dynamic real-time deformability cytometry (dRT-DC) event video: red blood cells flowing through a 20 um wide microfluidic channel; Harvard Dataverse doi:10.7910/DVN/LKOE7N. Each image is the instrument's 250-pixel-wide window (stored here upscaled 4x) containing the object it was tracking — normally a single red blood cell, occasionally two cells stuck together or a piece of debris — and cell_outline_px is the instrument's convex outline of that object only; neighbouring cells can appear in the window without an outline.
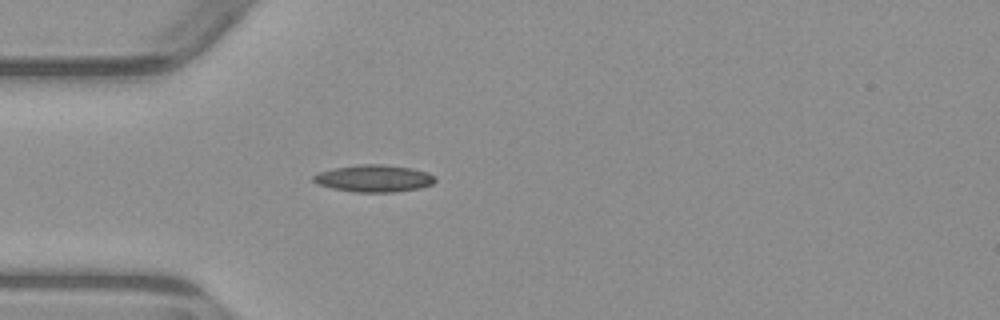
{"species": "common noctule bat (a hibernating species)", "species_latin": "Nyctalus noctula", "temperature_condition": "warm", "stored_images_in_passage": 1, "camera_frame_rate_fps": 3000, "um_per_image_px": 0.085, "animal": {"sex": "male", "body_mass_g": 23.1, "forearm_length_mm": 52.7}, "frame": {"image": 1, "passage_image": 1, "time_ms": 0.0, "image_size_px": [1000, 320], "cell_outline_px": [[436, 180], [432, 184], [420, 188], [392, 192], [356, 192], [332, 188], [316, 184], [312, 180], [312, 176], [320, 172], [332, 168], [356, 164], [384, 164], [412, 168], [428, 172], [436, 176]], "centroid_in_image_um": [31.78, 15.15], "position_along_channel_um": 53.2, "area_um2": 19.42}}